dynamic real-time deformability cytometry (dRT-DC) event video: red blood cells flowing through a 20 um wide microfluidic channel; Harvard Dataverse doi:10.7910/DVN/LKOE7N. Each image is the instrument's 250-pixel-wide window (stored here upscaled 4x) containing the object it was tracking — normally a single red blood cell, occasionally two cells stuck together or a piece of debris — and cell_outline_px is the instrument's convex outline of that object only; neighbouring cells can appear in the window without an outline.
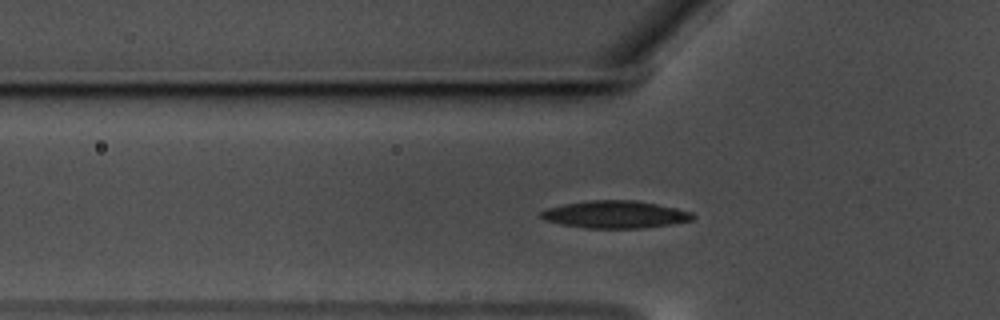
{"species": "common noctule bat (a hibernating species)", "species_latin": "Nyctalus noctula", "temperature_condition": "warm", "stored_images_in_passage": 56, "camera_frame_rate_fps": 3000, "um_per_image_px": 0.085, "animal": {"sex": "male", "body_mass_g": 17.5, "forearm_length_mm": 52.3}, "frame": {"image": 1, "passage_image": 17, "time_ms": 5.333, "image_size_px": [1000, 320], "cell_outline_px": [[696, 216], [692, 220], [672, 224], [644, 228], [588, 228], [564, 224], [544, 220], [540, 216], [540, 212], [548, 208], [564, 204], [588, 200], [636, 200], [676, 208], [692, 212]], "centroid_in_image_um": [52.32, 18.22], "position_along_channel_um": 73.5, "area_um2": 24.16}}
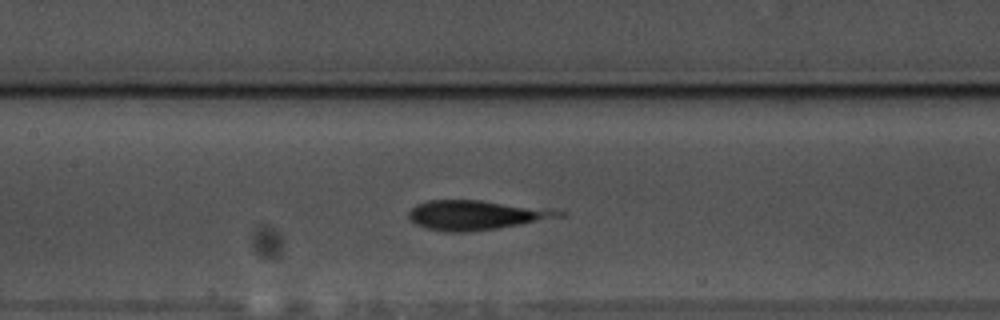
{"frame": {"image": 2, "passage_image": 25, "time_ms": 8.0, "image_size_px": [1000, 320], "cell_outline_px": [[564, 216], [500, 228], [468, 232], [444, 232], [428, 228], [416, 224], [408, 216], [408, 212], [416, 204], [428, 200], [480, 200], [560, 208], [564, 212]], "centroid_in_image_um": [40.56, 18.26], "position_along_channel_um": 166.8, "area_um2": 26.3}}
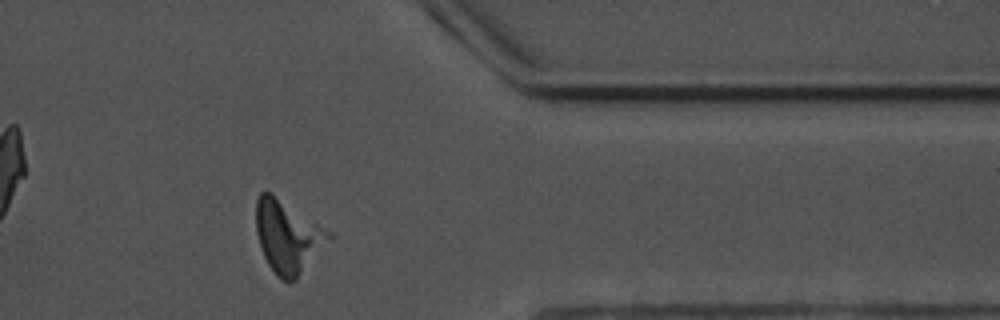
{"frame": {"image": 3, "passage_image": 45, "time_ms": 14.667, "image_size_px": [1000, 320], "cell_outline_px": [[332, 236], [296, 280], [292, 284], [288, 284], [280, 280], [276, 276], [268, 264], [264, 256], [256, 232], [256, 200], [260, 192], [272, 192], [328, 232]], "centroid_in_image_um": [24.39, 20.14], "position_along_channel_um": 387.0, "area_um2": 30.17}}